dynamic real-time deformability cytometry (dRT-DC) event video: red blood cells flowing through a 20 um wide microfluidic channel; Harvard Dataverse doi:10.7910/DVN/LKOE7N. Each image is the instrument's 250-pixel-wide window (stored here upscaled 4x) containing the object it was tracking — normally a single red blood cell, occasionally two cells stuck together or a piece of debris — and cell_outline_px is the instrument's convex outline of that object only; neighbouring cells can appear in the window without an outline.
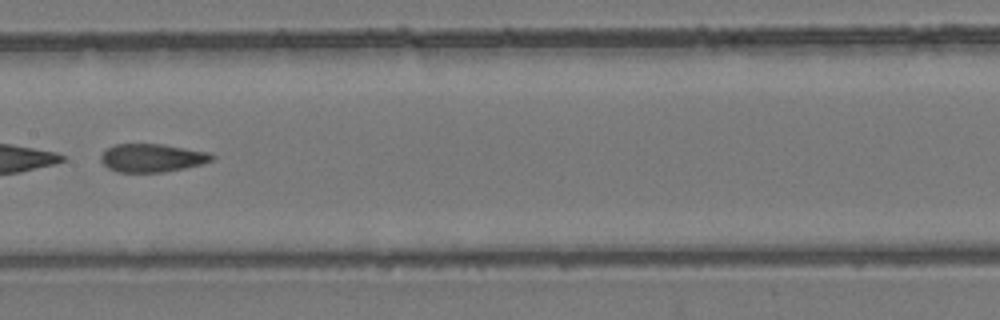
{"species": "common noctule bat (a hibernating species)", "species_latin": "Nyctalus noctula", "temperature_condition": "room temperature", "stored_images_in_passage": 6, "camera_frame_rate_fps": 3000, "um_per_image_px": 0.085, "animal": {"sex": "female", "body_mass_g": 24.6, "forearm_length_mm": 56.2}, "frame": {"image": 1, "passage_image": 5, "time_ms": 4.667, "image_size_px": [1000, 320], "cell_outline_px": [[216, 156], [212, 160], [200, 164], [184, 168], [164, 172], [116, 172], [108, 168], [100, 160], [100, 156], [112, 144], [164, 144], [208, 152]], "centroid_in_image_um": [12.91, 13.42], "position_along_channel_um": 194.5, "area_um2": 18.26}}
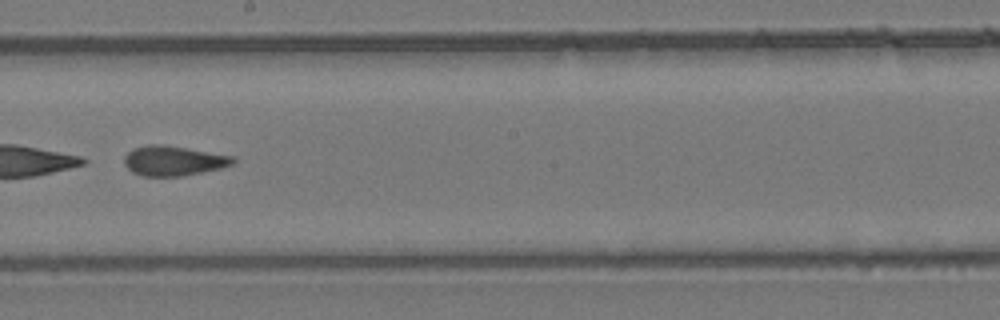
{"frame": {"image": 2, "passage_image": 6, "time_ms": 5.667, "image_size_px": [1000, 320], "cell_outline_px": [[236, 160], [232, 164], [220, 168], [184, 176], [144, 176], [132, 172], [124, 164], [124, 156], [132, 148], [148, 144], [164, 144], [232, 156]], "centroid_in_image_um": [14.7, 13.66], "position_along_channel_um": 233.5, "area_um2": 18.9}}